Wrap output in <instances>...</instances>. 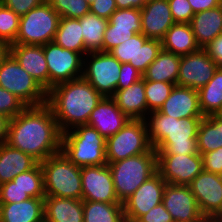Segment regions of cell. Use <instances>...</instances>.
Listing matches in <instances>:
<instances>
[{
	"label": "cell",
	"instance_id": "obj_41",
	"mask_svg": "<svg viewBox=\"0 0 222 222\" xmlns=\"http://www.w3.org/2000/svg\"><path fill=\"white\" fill-rule=\"evenodd\" d=\"M30 195L24 192L13 181L0 185V203H16L30 199Z\"/></svg>",
	"mask_w": 222,
	"mask_h": 222
},
{
	"label": "cell",
	"instance_id": "obj_15",
	"mask_svg": "<svg viewBox=\"0 0 222 222\" xmlns=\"http://www.w3.org/2000/svg\"><path fill=\"white\" fill-rule=\"evenodd\" d=\"M166 181L157 172L141 184L123 204L126 222H135L140 216L162 202Z\"/></svg>",
	"mask_w": 222,
	"mask_h": 222
},
{
	"label": "cell",
	"instance_id": "obj_29",
	"mask_svg": "<svg viewBox=\"0 0 222 222\" xmlns=\"http://www.w3.org/2000/svg\"><path fill=\"white\" fill-rule=\"evenodd\" d=\"M181 56L161 50L143 73V79L177 84Z\"/></svg>",
	"mask_w": 222,
	"mask_h": 222
},
{
	"label": "cell",
	"instance_id": "obj_8",
	"mask_svg": "<svg viewBox=\"0 0 222 222\" xmlns=\"http://www.w3.org/2000/svg\"><path fill=\"white\" fill-rule=\"evenodd\" d=\"M0 87L18 97L26 106L47 103V91L8 53L0 64Z\"/></svg>",
	"mask_w": 222,
	"mask_h": 222
},
{
	"label": "cell",
	"instance_id": "obj_25",
	"mask_svg": "<svg viewBox=\"0 0 222 222\" xmlns=\"http://www.w3.org/2000/svg\"><path fill=\"white\" fill-rule=\"evenodd\" d=\"M39 162L8 143L0 145V185L12 181L20 173L33 169Z\"/></svg>",
	"mask_w": 222,
	"mask_h": 222
},
{
	"label": "cell",
	"instance_id": "obj_37",
	"mask_svg": "<svg viewBox=\"0 0 222 222\" xmlns=\"http://www.w3.org/2000/svg\"><path fill=\"white\" fill-rule=\"evenodd\" d=\"M176 84L145 80V96L150 112L158 110L169 97Z\"/></svg>",
	"mask_w": 222,
	"mask_h": 222
},
{
	"label": "cell",
	"instance_id": "obj_58",
	"mask_svg": "<svg viewBox=\"0 0 222 222\" xmlns=\"http://www.w3.org/2000/svg\"><path fill=\"white\" fill-rule=\"evenodd\" d=\"M151 1H153V0H144L145 3H148V2H151Z\"/></svg>",
	"mask_w": 222,
	"mask_h": 222
},
{
	"label": "cell",
	"instance_id": "obj_56",
	"mask_svg": "<svg viewBox=\"0 0 222 222\" xmlns=\"http://www.w3.org/2000/svg\"><path fill=\"white\" fill-rule=\"evenodd\" d=\"M89 5H91L95 0H85Z\"/></svg>",
	"mask_w": 222,
	"mask_h": 222
},
{
	"label": "cell",
	"instance_id": "obj_19",
	"mask_svg": "<svg viewBox=\"0 0 222 222\" xmlns=\"http://www.w3.org/2000/svg\"><path fill=\"white\" fill-rule=\"evenodd\" d=\"M9 53L28 74L47 92L49 91V71L43 46L11 44L9 45Z\"/></svg>",
	"mask_w": 222,
	"mask_h": 222
},
{
	"label": "cell",
	"instance_id": "obj_3",
	"mask_svg": "<svg viewBox=\"0 0 222 222\" xmlns=\"http://www.w3.org/2000/svg\"><path fill=\"white\" fill-rule=\"evenodd\" d=\"M149 115L145 119L148 136L157 154H200L197 148V132L203 117L176 119L158 110L150 112Z\"/></svg>",
	"mask_w": 222,
	"mask_h": 222
},
{
	"label": "cell",
	"instance_id": "obj_55",
	"mask_svg": "<svg viewBox=\"0 0 222 222\" xmlns=\"http://www.w3.org/2000/svg\"><path fill=\"white\" fill-rule=\"evenodd\" d=\"M204 222H222L221 219L216 218V219H205Z\"/></svg>",
	"mask_w": 222,
	"mask_h": 222
},
{
	"label": "cell",
	"instance_id": "obj_18",
	"mask_svg": "<svg viewBox=\"0 0 222 222\" xmlns=\"http://www.w3.org/2000/svg\"><path fill=\"white\" fill-rule=\"evenodd\" d=\"M162 203L174 221L204 222L195 196L188 185L166 184Z\"/></svg>",
	"mask_w": 222,
	"mask_h": 222
},
{
	"label": "cell",
	"instance_id": "obj_30",
	"mask_svg": "<svg viewBox=\"0 0 222 222\" xmlns=\"http://www.w3.org/2000/svg\"><path fill=\"white\" fill-rule=\"evenodd\" d=\"M53 41L62 48L85 56V44L79 19L60 18Z\"/></svg>",
	"mask_w": 222,
	"mask_h": 222
},
{
	"label": "cell",
	"instance_id": "obj_44",
	"mask_svg": "<svg viewBox=\"0 0 222 222\" xmlns=\"http://www.w3.org/2000/svg\"><path fill=\"white\" fill-rule=\"evenodd\" d=\"M142 78L143 74L130 63H121L117 90L125 89Z\"/></svg>",
	"mask_w": 222,
	"mask_h": 222
},
{
	"label": "cell",
	"instance_id": "obj_33",
	"mask_svg": "<svg viewBox=\"0 0 222 222\" xmlns=\"http://www.w3.org/2000/svg\"><path fill=\"white\" fill-rule=\"evenodd\" d=\"M84 222H126L122 203L83 201Z\"/></svg>",
	"mask_w": 222,
	"mask_h": 222
},
{
	"label": "cell",
	"instance_id": "obj_16",
	"mask_svg": "<svg viewBox=\"0 0 222 222\" xmlns=\"http://www.w3.org/2000/svg\"><path fill=\"white\" fill-rule=\"evenodd\" d=\"M82 200L121 203L108 164L81 167Z\"/></svg>",
	"mask_w": 222,
	"mask_h": 222
},
{
	"label": "cell",
	"instance_id": "obj_21",
	"mask_svg": "<svg viewBox=\"0 0 222 222\" xmlns=\"http://www.w3.org/2000/svg\"><path fill=\"white\" fill-rule=\"evenodd\" d=\"M130 118L124 114L111 97H103L91 113L87 125L94 127L108 139L123 128Z\"/></svg>",
	"mask_w": 222,
	"mask_h": 222
},
{
	"label": "cell",
	"instance_id": "obj_31",
	"mask_svg": "<svg viewBox=\"0 0 222 222\" xmlns=\"http://www.w3.org/2000/svg\"><path fill=\"white\" fill-rule=\"evenodd\" d=\"M85 44V55L88 52H103L104 32L109 20L88 13L79 18Z\"/></svg>",
	"mask_w": 222,
	"mask_h": 222
},
{
	"label": "cell",
	"instance_id": "obj_45",
	"mask_svg": "<svg viewBox=\"0 0 222 222\" xmlns=\"http://www.w3.org/2000/svg\"><path fill=\"white\" fill-rule=\"evenodd\" d=\"M201 156L204 171L216 174L222 171V147Z\"/></svg>",
	"mask_w": 222,
	"mask_h": 222
},
{
	"label": "cell",
	"instance_id": "obj_5",
	"mask_svg": "<svg viewBox=\"0 0 222 222\" xmlns=\"http://www.w3.org/2000/svg\"><path fill=\"white\" fill-rule=\"evenodd\" d=\"M107 164L112 174L116 196L121 203L158 172L157 152L154 148L148 153Z\"/></svg>",
	"mask_w": 222,
	"mask_h": 222
},
{
	"label": "cell",
	"instance_id": "obj_36",
	"mask_svg": "<svg viewBox=\"0 0 222 222\" xmlns=\"http://www.w3.org/2000/svg\"><path fill=\"white\" fill-rule=\"evenodd\" d=\"M112 30L142 33L141 11L139 9H117L109 18Z\"/></svg>",
	"mask_w": 222,
	"mask_h": 222
},
{
	"label": "cell",
	"instance_id": "obj_4",
	"mask_svg": "<svg viewBox=\"0 0 222 222\" xmlns=\"http://www.w3.org/2000/svg\"><path fill=\"white\" fill-rule=\"evenodd\" d=\"M61 152L78 167L107 164L106 139L87 124L62 133Z\"/></svg>",
	"mask_w": 222,
	"mask_h": 222
},
{
	"label": "cell",
	"instance_id": "obj_47",
	"mask_svg": "<svg viewBox=\"0 0 222 222\" xmlns=\"http://www.w3.org/2000/svg\"><path fill=\"white\" fill-rule=\"evenodd\" d=\"M43 1L45 0H1V3L21 17Z\"/></svg>",
	"mask_w": 222,
	"mask_h": 222
},
{
	"label": "cell",
	"instance_id": "obj_1",
	"mask_svg": "<svg viewBox=\"0 0 222 222\" xmlns=\"http://www.w3.org/2000/svg\"><path fill=\"white\" fill-rule=\"evenodd\" d=\"M61 139L62 132L47 104L27 106L8 122L6 143L39 163L61 152Z\"/></svg>",
	"mask_w": 222,
	"mask_h": 222
},
{
	"label": "cell",
	"instance_id": "obj_24",
	"mask_svg": "<svg viewBox=\"0 0 222 222\" xmlns=\"http://www.w3.org/2000/svg\"><path fill=\"white\" fill-rule=\"evenodd\" d=\"M45 222H84L83 200L45 196Z\"/></svg>",
	"mask_w": 222,
	"mask_h": 222
},
{
	"label": "cell",
	"instance_id": "obj_34",
	"mask_svg": "<svg viewBox=\"0 0 222 222\" xmlns=\"http://www.w3.org/2000/svg\"><path fill=\"white\" fill-rule=\"evenodd\" d=\"M198 93L203 116L214 115L222 106V67L216 69L213 78Z\"/></svg>",
	"mask_w": 222,
	"mask_h": 222
},
{
	"label": "cell",
	"instance_id": "obj_53",
	"mask_svg": "<svg viewBox=\"0 0 222 222\" xmlns=\"http://www.w3.org/2000/svg\"><path fill=\"white\" fill-rule=\"evenodd\" d=\"M9 53V45L3 41H0V64L2 60L8 55Z\"/></svg>",
	"mask_w": 222,
	"mask_h": 222
},
{
	"label": "cell",
	"instance_id": "obj_42",
	"mask_svg": "<svg viewBox=\"0 0 222 222\" xmlns=\"http://www.w3.org/2000/svg\"><path fill=\"white\" fill-rule=\"evenodd\" d=\"M135 34L134 31L112 30V25L108 23L104 32L103 52H109L114 47L130 39Z\"/></svg>",
	"mask_w": 222,
	"mask_h": 222
},
{
	"label": "cell",
	"instance_id": "obj_6",
	"mask_svg": "<svg viewBox=\"0 0 222 222\" xmlns=\"http://www.w3.org/2000/svg\"><path fill=\"white\" fill-rule=\"evenodd\" d=\"M45 196L82 199L81 167L74 165L62 152L40 162Z\"/></svg>",
	"mask_w": 222,
	"mask_h": 222
},
{
	"label": "cell",
	"instance_id": "obj_28",
	"mask_svg": "<svg viewBox=\"0 0 222 222\" xmlns=\"http://www.w3.org/2000/svg\"><path fill=\"white\" fill-rule=\"evenodd\" d=\"M161 42L163 50L179 56L188 55L200 49L190 23H174Z\"/></svg>",
	"mask_w": 222,
	"mask_h": 222
},
{
	"label": "cell",
	"instance_id": "obj_50",
	"mask_svg": "<svg viewBox=\"0 0 222 222\" xmlns=\"http://www.w3.org/2000/svg\"><path fill=\"white\" fill-rule=\"evenodd\" d=\"M194 14L206 11L222 4V0H188Z\"/></svg>",
	"mask_w": 222,
	"mask_h": 222
},
{
	"label": "cell",
	"instance_id": "obj_13",
	"mask_svg": "<svg viewBox=\"0 0 222 222\" xmlns=\"http://www.w3.org/2000/svg\"><path fill=\"white\" fill-rule=\"evenodd\" d=\"M157 170L168 184L189 185L203 171L201 154H157Z\"/></svg>",
	"mask_w": 222,
	"mask_h": 222
},
{
	"label": "cell",
	"instance_id": "obj_10",
	"mask_svg": "<svg viewBox=\"0 0 222 222\" xmlns=\"http://www.w3.org/2000/svg\"><path fill=\"white\" fill-rule=\"evenodd\" d=\"M85 56L82 77L103 97H112L117 90L121 63L109 52H88Z\"/></svg>",
	"mask_w": 222,
	"mask_h": 222
},
{
	"label": "cell",
	"instance_id": "obj_43",
	"mask_svg": "<svg viewBox=\"0 0 222 222\" xmlns=\"http://www.w3.org/2000/svg\"><path fill=\"white\" fill-rule=\"evenodd\" d=\"M175 23H190L194 12L188 0H167Z\"/></svg>",
	"mask_w": 222,
	"mask_h": 222
},
{
	"label": "cell",
	"instance_id": "obj_46",
	"mask_svg": "<svg viewBox=\"0 0 222 222\" xmlns=\"http://www.w3.org/2000/svg\"><path fill=\"white\" fill-rule=\"evenodd\" d=\"M170 213L166 210L161 202L151 208L148 213L140 216L135 222H173Z\"/></svg>",
	"mask_w": 222,
	"mask_h": 222
},
{
	"label": "cell",
	"instance_id": "obj_32",
	"mask_svg": "<svg viewBox=\"0 0 222 222\" xmlns=\"http://www.w3.org/2000/svg\"><path fill=\"white\" fill-rule=\"evenodd\" d=\"M222 147V121L214 115L204 116L197 132V148L202 155Z\"/></svg>",
	"mask_w": 222,
	"mask_h": 222
},
{
	"label": "cell",
	"instance_id": "obj_9",
	"mask_svg": "<svg viewBox=\"0 0 222 222\" xmlns=\"http://www.w3.org/2000/svg\"><path fill=\"white\" fill-rule=\"evenodd\" d=\"M152 149L146 120L130 119L115 135L106 139L107 163L148 153Z\"/></svg>",
	"mask_w": 222,
	"mask_h": 222
},
{
	"label": "cell",
	"instance_id": "obj_51",
	"mask_svg": "<svg viewBox=\"0 0 222 222\" xmlns=\"http://www.w3.org/2000/svg\"><path fill=\"white\" fill-rule=\"evenodd\" d=\"M117 9L135 8L141 10L146 4L144 0H115Z\"/></svg>",
	"mask_w": 222,
	"mask_h": 222
},
{
	"label": "cell",
	"instance_id": "obj_22",
	"mask_svg": "<svg viewBox=\"0 0 222 222\" xmlns=\"http://www.w3.org/2000/svg\"><path fill=\"white\" fill-rule=\"evenodd\" d=\"M158 111L176 119L204 117L199 107L198 90L177 85Z\"/></svg>",
	"mask_w": 222,
	"mask_h": 222
},
{
	"label": "cell",
	"instance_id": "obj_40",
	"mask_svg": "<svg viewBox=\"0 0 222 222\" xmlns=\"http://www.w3.org/2000/svg\"><path fill=\"white\" fill-rule=\"evenodd\" d=\"M26 107L18 97L0 87V115L10 120L21 113Z\"/></svg>",
	"mask_w": 222,
	"mask_h": 222
},
{
	"label": "cell",
	"instance_id": "obj_57",
	"mask_svg": "<svg viewBox=\"0 0 222 222\" xmlns=\"http://www.w3.org/2000/svg\"><path fill=\"white\" fill-rule=\"evenodd\" d=\"M218 175H219L220 180L222 181V171Z\"/></svg>",
	"mask_w": 222,
	"mask_h": 222
},
{
	"label": "cell",
	"instance_id": "obj_14",
	"mask_svg": "<svg viewBox=\"0 0 222 222\" xmlns=\"http://www.w3.org/2000/svg\"><path fill=\"white\" fill-rule=\"evenodd\" d=\"M188 186L205 219L222 216V181L218 174L203 170Z\"/></svg>",
	"mask_w": 222,
	"mask_h": 222
},
{
	"label": "cell",
	"instance_id": "obj_52",
	"mask_svg": "<svg viewBox=\"0 0 222 222\" xmlns=\"http://www.w3.org/2000/svg\"><path fill=\"white\" fill-rule=\"evenodd\" d=\"M9 119L0 115V145L6 143Z\"/></svg>",
	"mask_w": 222,
	"mask_h": 222
},
{
	"label": "cell",
	"instance_id": "obj_17",
	"mask_svg": "<svg viewBox=\"0 0 222 222\" xmlns=\"http://www.w3.org/2000/svg\"><path fill=\"white\" fill-rule=\"evenodd\" d=\"M218 66L204 49L181 56L177 86L199 90L212 78Z\"/></svg>",
	"mask_w": 222,
	"mask_h": 222
},
{
	"label": "cell",
	"instance_id": "obj_7",
	"mask_svg": "<svg viewBox=\"0 0 222 222\" xmlns=\"http://www.w3.org/2000/svg\"><path fill=\"white\" fill-rule=\"evenodd\" d=\"M59 14L45 0L20 17L19 30L13 44L45 45L52 42L58 28Z\"/></svg>",
	"mask_w": 222,
	"mask_h": 222
},
{
	"label": "cell",
	"instance_id": "obj_12",
	"mask_svg": "<svg viewBox=\"0 0 222 222\" xmlns=\"http://www.w3.org/2000/svg\"><path fill=\"white\" fill-rule=\"evenodd\" d=\"M161 50V40L149 39L142 33H137L111 49L109 53L120 63H130L143 74Z\"/></svg>",
	"mask_w": 222,
	"mask_h": 222
},
{
	"label": "cell",
	"instance_id": "obj_23",
	"mask_svg": "<svg viewBox=\"0 0 222 222\" xmlns=\"http://www.w3.org/2000/svg\"><path fill=\"white\" fill-rule=\"evenodd\" d=\"M111 98L130 119L145 120L150 113L147 108L145 80L143 78L125 89L116 90Z\"/></svg>",
	"mask_w": 222,
	"mask_h": 222
},
{
	"label": "cell",
	"instance_id": "obj_2",
	"mask_svg": "<svg viewBox=\"0 0 222 222\" xmlns=\"http://www.w3.org/2000/svg\"><path fill=\"white\" fill-rule=\"evenodd\" d=\"M103 96L83 77L53 86L47 92V105L62 133L88 123Z\"/></svg>",
	"mask_w": 222,
	"mask_h": 222
},
{
	"label": "cell",
	"instance_id": "obj_20",
	"mask_svg": "<svg viewBox=\"0 0 222 222\" xmlns=\"http://www.w3.org/2000/svg\"><path fill=\"white\" fill-rule=\"evenodd\" d=\"M141 11L142 34L149 39L162 40L175 23L167 0H153Z\"/></svg>",
	"mask_w": 222,
	"mask_h": 222
},
{
	"label": "cell",
	"instance_id": "obj_48",
	"mask_svg": "<svg viewBox=\"0 0 222 222\" xmlns=\"http://www.w3.org/2000/svg\"><path fill=\"white\" fill-rule=\"evenodd\" d=\"M117 10L115 0H95L90 5V13L109 20L111 15Z\"/></svg>",
	"mask_w": 222,
	"mask_h": 222
},
{
	"label": "cell",
	"instance_id": "obj_26",
	"mask_svg": "<svg viewBox=\"0 0 222 222\" xmlns=\"http://www.w3.org/2000/svg\"><path fill=\"white\" fill-rule=\"evenodd\" d=\"M197 45L203 49L222 34V4L194 14L190 21Z\"/></svg>",
	"mask_w": 222,
	"mask_h": 222
},
{
	"label": "cell",
	"instance_id": "obj_49",
	"mask_svg": "<svg viewBox=\"0 0 222 222\" xmlns=\"http://www.w3.org/2000/svg\"><path fill=\"white\" fill-rule=\"evenodd\" d=\"M203 49L218 67H222V34L216 36Z\"/></svg>",
	"mask_w": 222,
	"mask_h": 222
},
{
	"label": "cell",
	"instance_id": "obj_35",
	"mask_svg": "<svg viewBox=\"0 0 222 222\" xmlns=\"http://www.w3.org/2000/svg\"><path fill=\"white\" fill-rule=\"evenodd\" d=\"M12 181L31 198H45L43 170L40 163L33 169L20 173Z\"/></svg>",
	"mask_w": 222,
	"mask_h": 222
},
{
	"label": "cell",
	"instance_id": "obj_39",
	"mask_svg": "<svg viewBox=\"0 0 222 222\" xmlns=\"http://www.w3.org/2000/svg\"><path fill=\"white\" fill-rule=\"evenodd\" d=\"M60 18H82L90 13V5L85 0H47Z\"/></svg>",
	"mask_w": 222,
	"mask_h": 222
},
{
	"label": "cell",
	"instance_id": "obj_54",
	"mask_svg": "<svg viewBox=\"0 0 222 222\" xmlns=\"http://www.w3.org/2000/svg\"><path fill=\"white\" fill-rule=\"evenodd\" d=\"M214 116L222 121V106L215 112Z\"/></svg>",
	"mask_w": 222,
	"mask_h": 222
},
{
	"label": "cell",
	"instance_id": "obj_27",
	"mask_svg": "<svg viewBox=\"0 0 222 222\" xmlns=\"http://www.w3.org/2000/svg\"><path fill=\"white\" fill-rule=\"evenodd\" d=\"M44 198L16 203H0V222H43Z\"/></svg>",
	"mask_w": 222,
	"mask_h": 222
},
{
	"label": "cell",
	"instance_id": "obj_38",
	"mask_svg": "<svg viewBox=\"0 0 222 222\" xmlns=\"http://www.w3.org/2000/svg\"><path fill=\"white\" fill-rule=\"evenodd\" d=\"M20 17L11 9L0 4V41L11 45L15 42L19 30Z\"/></svg>",
	"mask_w": 222,
	"mask_h": 222
},
{
	"label": "cell",
	"instance_id": "obj_11",
	"mask_svg": "<svg viewBox=\"0 0 222 222\" xmlns=\"http://www.w3.org/2000/svg\"><path fill=\"white\" fill-rule=\"evenodd\" d=\"M49 71V90L66 81L82 77L83 57L80 53L62 48L54 41L43 45Z\"/></svg>",
	"mask_w": 222,
	"mask_h": 222
}]
</instances>
